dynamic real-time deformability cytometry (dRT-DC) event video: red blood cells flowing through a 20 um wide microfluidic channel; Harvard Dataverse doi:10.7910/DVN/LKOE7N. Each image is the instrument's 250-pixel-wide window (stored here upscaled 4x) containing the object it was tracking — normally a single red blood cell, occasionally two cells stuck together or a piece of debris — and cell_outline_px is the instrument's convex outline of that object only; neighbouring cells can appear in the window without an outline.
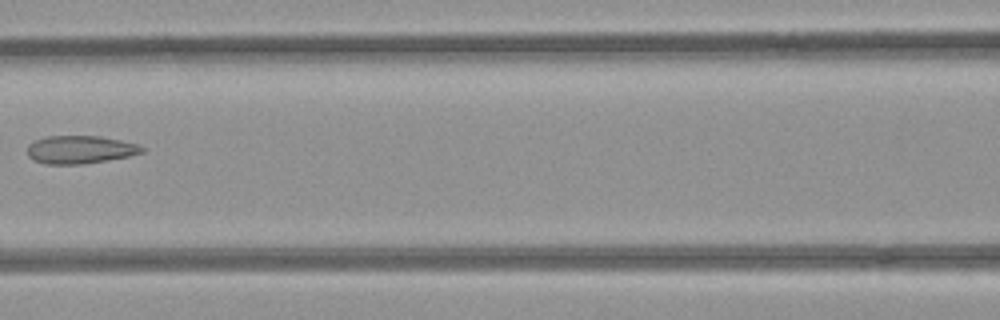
{"species": "common noctule bat (a hibernating species)", "species_latin": "Nyctalus noctula", "temperature_condition": "room temperature", "stored_images_in_passage": 4, "camera_frame_rate_fps": 3000, "um_per_image_px": 0.085, "animal": {"sex": "female", "body_mass_g": 21.9}, "frame": {"image": 1, "passage_image": 3, "time_ms": 0.667, "image_size_px": [1000, 320], "cell_outline_px": [[148, 148], [144, 152], [128, 156], [84, 164], [44, 164], [32, 160], [28, 156], [28, 144], [36, 140], [48, 136], [100, 136], [140, 144]], "centroid_in_image_um": [6.84, 12.72], "position_along_channel_um": 159.8, "area_um2": 18.84}}